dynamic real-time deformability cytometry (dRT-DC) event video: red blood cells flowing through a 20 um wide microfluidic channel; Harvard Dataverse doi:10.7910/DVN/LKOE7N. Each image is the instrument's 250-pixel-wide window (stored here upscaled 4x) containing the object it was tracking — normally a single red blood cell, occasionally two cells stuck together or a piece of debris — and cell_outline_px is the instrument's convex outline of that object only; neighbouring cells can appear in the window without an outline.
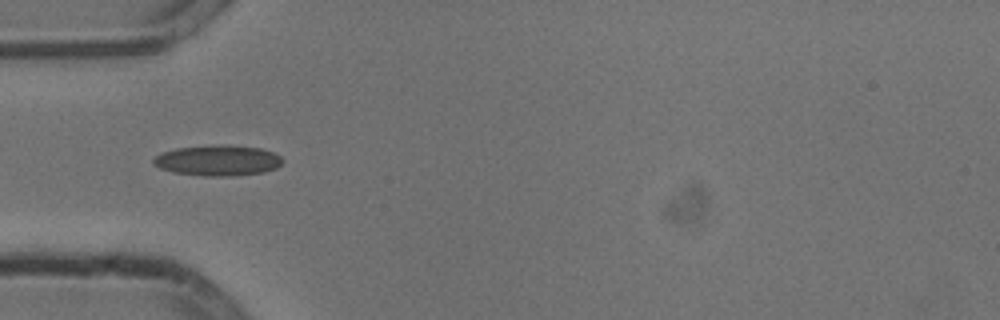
{"species": "common noctule bat (a hibernating species)", "species_latin": "Nyctalus noctula", "temperature_condition": "cold", "stored_images_in_passage": 38, "camera_frame_rate_fps": 3000, "um_per_image_px": 0.085, "animal": {"sex": "male", "body_mass_g": 13.3}, "frame": {"image": 1, "passage_image": 1, "time_ms": 0.0, "image_size_px": [1000, 320], "cell_outline_px": [[284, 160], [276, 168], [264, 172], [236, 176], [204, 176], [172, 172], [160, 168], [152, 164], [152, 160], [160, 152], [176, 148], [220, 144], [224, 144], [260, 148], [272, 152], [280, 156]], "centroid_in_image_um": [18.49, 13.64], "position_along_channel_um": 66.5, "area_um2": 23.29}}
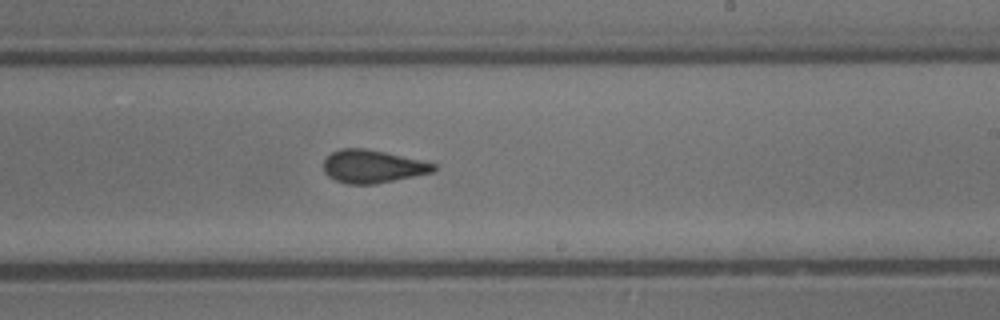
{"frame": {"image": 2, "passage_image": 16, "time_ms": 5.0, "image_size_px": [1000, 320], "cell_outline_px": [[436, 172], [376, 184], [348, 184], [336, 180], [328, 176], [324, 172], [324, 160], [332, 152], [340, 148], [364, 148], [384, 152], [420, 160], [436, 164]], "centroid_in_image_um": [31.68, 14.15], "position_along_channel_um": 257.3, "area_um2": 21.15}}
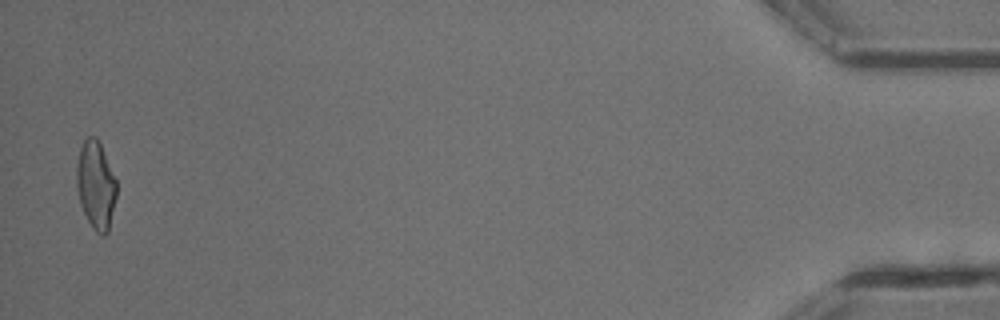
{"frame": {"image": 3, "passage_image": 37, "time_ms": 12.0, "image_size_px": [1000, 320], "cell_outline_px": [[116, 196], [108, 232], [104, 236], [100, 236], [92, 228], [80, 204], [76, 188], [76, 164], [80, 148], [84, 140], [88, 136], [96, 136], [100, 144], [116, 180]], "centroid_in_image_um": [8.12, 15.75], "position_along_channel_um": 427.1, "area_um2": 20.46}, "authors_computed_cell_mechanics": {"area_um2": 20.8947, "velocity_mm_per_s": 3.8079, "shape_relaxation_time_tau1_ms": null, "shape_relaxation_time_tau2_ms": 2.6248, "deformation_change_tau1": null, "deformation_change_tau2": 0.0898}}